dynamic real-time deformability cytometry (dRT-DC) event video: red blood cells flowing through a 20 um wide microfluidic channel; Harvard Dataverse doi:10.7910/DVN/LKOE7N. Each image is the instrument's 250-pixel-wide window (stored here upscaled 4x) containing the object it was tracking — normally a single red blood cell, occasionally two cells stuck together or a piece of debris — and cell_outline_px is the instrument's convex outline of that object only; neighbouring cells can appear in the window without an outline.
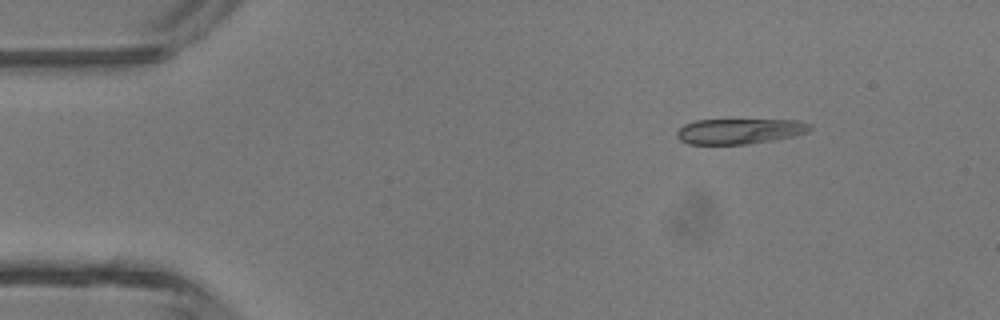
{"species": "common noctule bat (a hibernating species)", "species_latin": "Nyctalus noctula", "temperature_condition": "room temperature", "stored_images_in_passage": 4, "camera_frame_rate_fps": 3000, "um_per_image_px": 0.085, "animal": {"sex": "male", "body_mass_g": 13.3}, "frame": {"image": 1, "passage_image": 2, "time_ms": 0.333, "image_size_px": [1000, 320], "cell_outline_px": [[812, 128], [808, 132], [792, 136], [772, 140], [748, 144], [688, 144], [680, 140], [676, 136], [676, 132], [684, 124], [696, 120], [800, 120], [812, 124]], "centroid_in_image_um": [62.87, 11.15], "position_along_channel_um": 22.1, "area_um2": 19.71}}
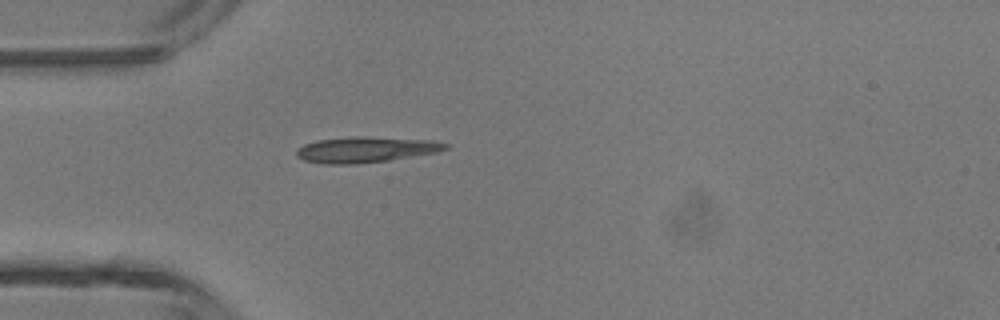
{"frame": {"image": 2, "passage_image": 4, "time_ms": 1.0, "image_size_px": [1000, 320], "cell_outline_px": [[448, 148], [436, 152], [388, 160], [356, 164], [324, 164], [304, 160], [296, 156], [296, 148], [304, 144], [316, 140], [352, 136], [364, 136], [432, 140], [448, 144]], "centroid_in_image_um": [31.03, 12.71], "position_along_channel_um": 54.0, "area_um2": 22.37}}